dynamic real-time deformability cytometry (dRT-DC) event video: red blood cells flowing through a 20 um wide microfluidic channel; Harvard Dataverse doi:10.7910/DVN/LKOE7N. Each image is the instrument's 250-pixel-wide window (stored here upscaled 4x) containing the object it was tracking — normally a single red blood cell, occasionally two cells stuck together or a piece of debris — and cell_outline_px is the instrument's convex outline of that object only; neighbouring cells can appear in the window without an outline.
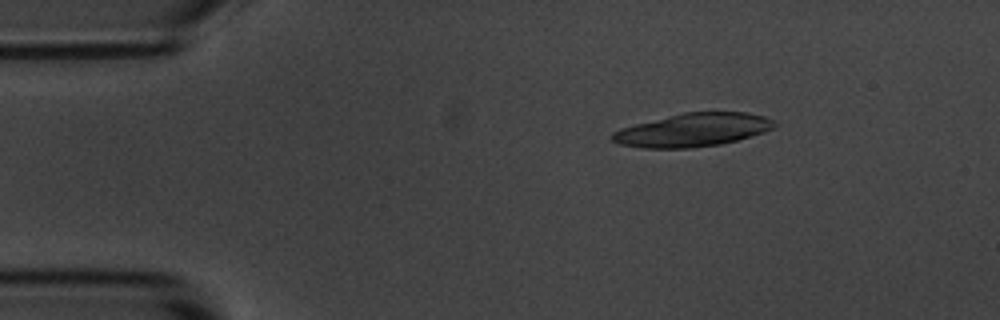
{"species": "common noctule bat (a hibernating species)", "species_latin": "Nyctalus noctula", "temperature_condition": "room temperature", "stored_images_in_passage": 3, "camera_frame_rate_fps": 3000, "um_per_image_px": 0.085, "animal": {"sex": "male", "body_mass_g": 20.1, "forearm_length_mm": 53.5}, "frame": {"image": 1, "passage_image": 1, "time_ms": 0.0, "image_size_px": [1000, 320], "cell_outline_px": [[780, 124], [764, 132], [736, 140], [720, 144], [692, 148], [644, 148], [620, 144], [612, 140], [612, 132], [620, 128], [684, 112], [748, 112], [764, 116], [776, 120]], "centroid_in_image_um": [58.94, 11.04], "position_along_channel_um": 26.1, "area_um2": 31.39}}